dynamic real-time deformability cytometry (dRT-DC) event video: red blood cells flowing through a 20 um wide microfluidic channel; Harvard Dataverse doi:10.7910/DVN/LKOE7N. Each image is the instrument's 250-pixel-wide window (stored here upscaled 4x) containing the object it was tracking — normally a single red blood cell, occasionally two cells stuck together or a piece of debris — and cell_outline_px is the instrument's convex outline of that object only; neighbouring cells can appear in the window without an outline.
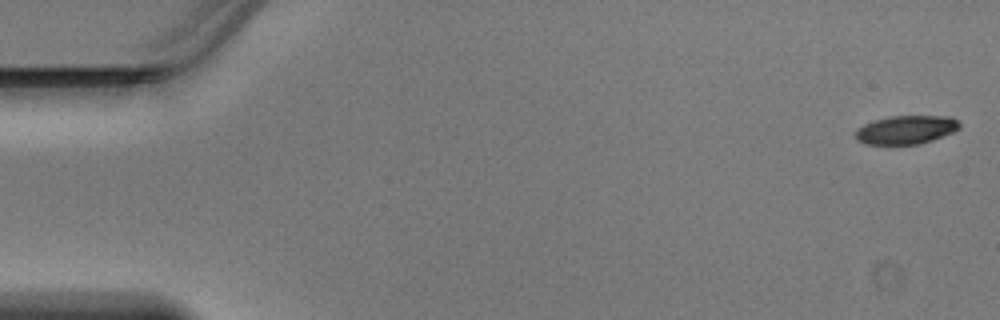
{"species": "Egyptian fruit bat (a non-hibernating species)", "species_latin": "Rousettus aegyptiacus", "temperature_condition": "warm", "stored_images_in_passage": 47, "camera_frame_rate_fps": 3000, "um_per_image_px": 0.085, "animal": {"sex": "male"}, "frame": {"image": 1, "passage_image": 1, "time_ms": 0.0, "image_size_px": [1000, 320], "cell_outline_px": [[960, 128], [952, 132], [932, 140], [920, 144], [864, 144], [856, 140], [856, 132], [864, 124], [876, 120], [892, 116], [952, 116], [960, 124]], "centroid_in_image_um": [77.03, 11.03], "position_along_channel_um": 8.0, "area_um2": 17.11}}
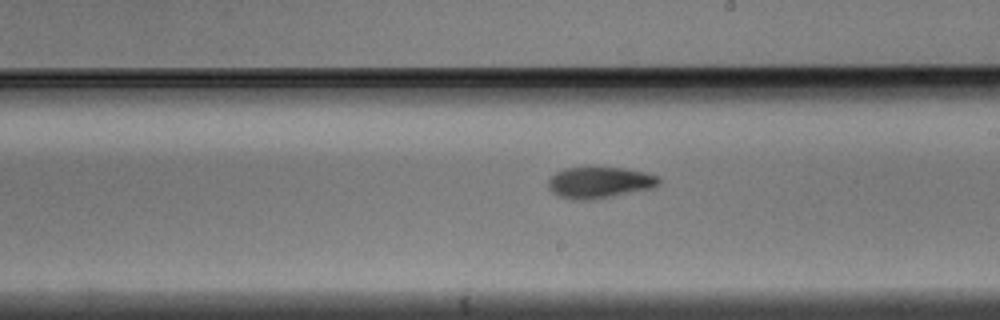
{"frame": {"image": 2, "passage_image": 27, "time_ms": 8.667, "image_size_px": [1000, 320], "cell_outline_px": [[660, 184], [652, 188], [592, 200], [572, 200], [560, 196], [552, 192], [548, 188], [548, 180], [556, 172], [564, 168], [624, 168], [644, 172], [660, 176]], "centroid_in_image_um": [50.96, 15.52], "position_along_channel_um": 238.0, "area_um2": 20.11}}
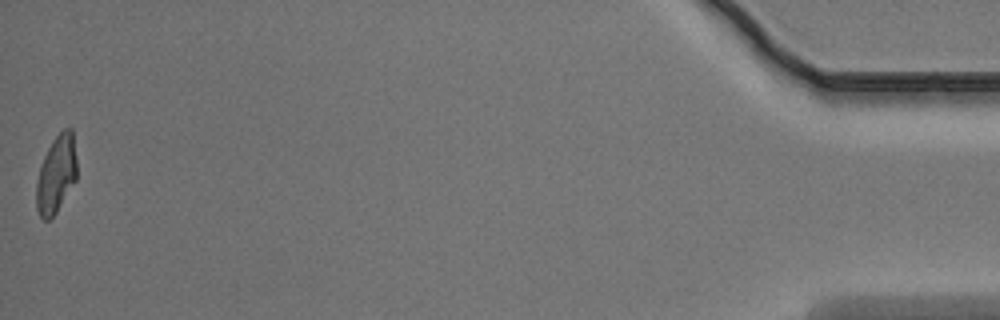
{"frame": {"image": 3, "passage_image": 47, "time_ms": 15.333, "image_size_px": [1000, 320], "cell_outline_px": [[76, 180], [56, 212], [48, 220], [44, 220], [40, 216], [36, 208], [36, 180], [44, 156], [52, 140], [64, 128], [72, 128], [76, 160]], "centroid_in_image_um": [4.77, 14.81], "position_along_channel_um": 430.4, "area_um2": 18.15}}